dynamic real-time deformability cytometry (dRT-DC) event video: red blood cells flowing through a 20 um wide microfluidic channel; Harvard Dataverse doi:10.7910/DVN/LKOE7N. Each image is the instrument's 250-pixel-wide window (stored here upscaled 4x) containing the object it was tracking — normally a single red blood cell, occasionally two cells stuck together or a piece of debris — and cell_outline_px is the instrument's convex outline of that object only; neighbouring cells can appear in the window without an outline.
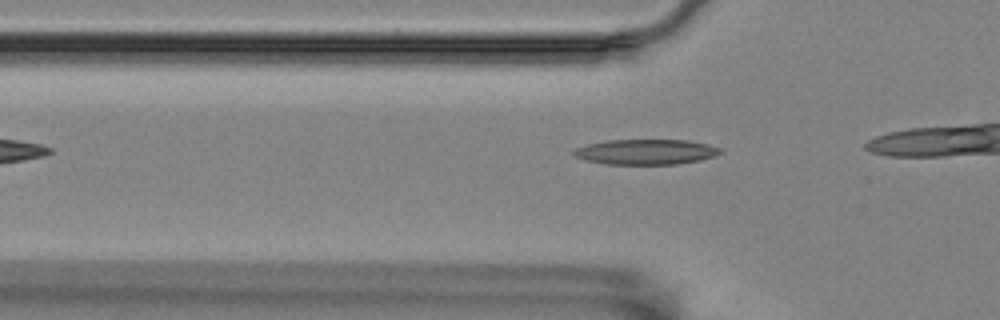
{"species": "Egyptian fruit bat (a non-hibernating species)", "species_latin": "Rousettus aegyptiacus", "temperature_condition": "room temperature", "stored_images_in_passage": 10, "camera_frame_rate_fps": 3000, "um_per_image_px": 0.085, "animal": {"sex": "female"}, "frame": {"image": 1, "passage_image": 5, "time_ms": 1.333, "image_size_px": [1000, 320], "cell_outline_px": [[720, 152], [716, 156], [700, 160], [676, 164], [604, 164], [584, 160], [576, 156], [572, 152], [576, 148], [588, 144], [608, 140], [688, 140], [708, 144], [720, 148]], "centroid_in_image_um": [54.9, 12.91], "position_along_channel_um": 70.9, "area_um2": 21.5}}
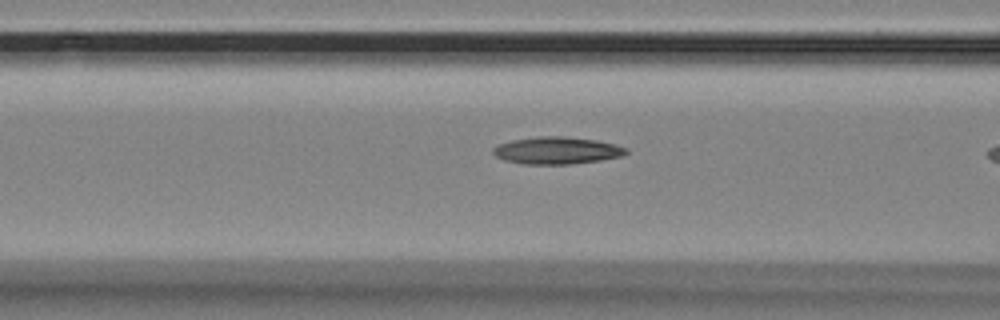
{"frame": {"image": 2, "passage_image": 9, "time_ms": 2.667, "image_size_px": [1000, 320], "cell_outline_px": [[628, 152], [620, 156], [600, 160], [568, 164], [520, 164], [504, 160], [496, 156], [492, 152], [492, 148], [500, 144], [512, 140], [536, 136], [564, 136], [596, 140], [616, 144], [628, 148]], "centroid_in_image_um": [47.32, 12.78], "position_along_channel_um": 119.3, "area_um2": 21.1}}